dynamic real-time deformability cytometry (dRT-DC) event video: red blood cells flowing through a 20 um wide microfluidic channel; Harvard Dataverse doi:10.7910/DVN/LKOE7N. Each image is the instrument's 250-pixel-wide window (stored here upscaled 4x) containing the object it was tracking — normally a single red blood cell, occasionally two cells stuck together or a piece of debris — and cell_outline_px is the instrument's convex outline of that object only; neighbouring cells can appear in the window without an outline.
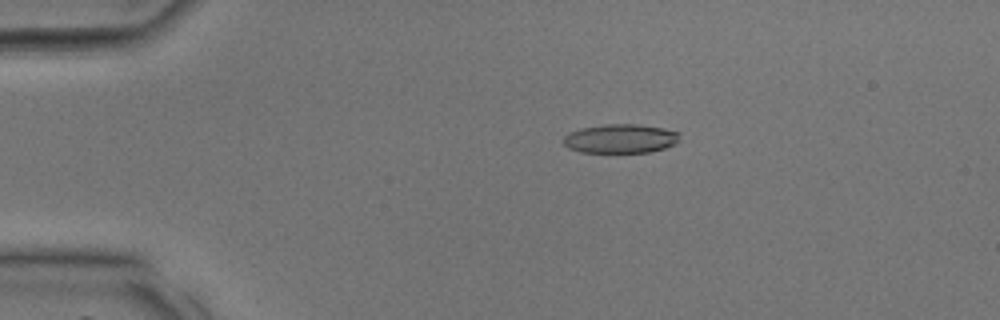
{"species": "common noctule bat (a hibernating species)", "species_latin": "Nyctalus noctula", "temperature_condition": "room temperature", "stored_images_in_passage": 11, "camera_frame_rate_fps": 3000, "um_per_image_px": 0.085, "animal": {"sex": "male", "body_mass_g": 17.9, "forearm_length_mm": 54.2}, "frame": {"image": 1, "passage_image": 6, "time_ms": 1.667, "image_size_px": [1000, 320], "cell_outline_px": [[680, 140], [664, 148], [648, 152], [580, 152], [568, 148], [564, 144], [564, 136], [580, 128], [604, 124], [640, 124], [664, 128], [680, 132]], "centroid_in_image_um": [52.76, 11.77], "position_along_channel_um": 32.2, "area_um2": 19.65}}